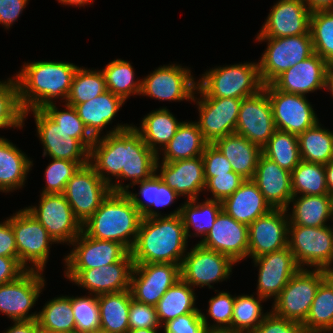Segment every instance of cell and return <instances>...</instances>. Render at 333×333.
<instances>
[{"label": "cell", "mask_w": 333, "mask_h": 333, "mask_svg": "<svg viewBox=\"0 0 333 333\" xmlns=\"http://www.w3.org/2000/svg\"><path fill=\"white\" fill-rule=\"evenodd\" d=\"M262 154L292 172L301 162L297 135L276 130L262 148Z\"/></svg>", "instance_id": "cell-45"}, {"label": "cell", "mask_w": 333, "mask_h": 333, "mask_svg": "<svg viewBox=\"0 0 333 333\" xmlns=\"http://www.w3.org/2000/svg\"><path fill=\"white\" fill-rule=\"evenodd\" d=\"M26 271L18 258L0 257V285L18 279Z\"/></svg>", "instance_id": "cell-61"}, {"label": "cell", "mask_w": 333, "mask_h": 333, "mask_svg": "<svg viewBox=\"0 0 333 333\" xmlns=\"http://www.w3.org/2000/svg\"><path fill=\"white\" fill-rule=\"evenodd\" d=\"M327 66L325 60L314 53L281 73L270 84L277 90L305 96L325 89Z\"/></svg>", "instance_id": "cell-27"}, {"label": "cell", "mask_w": 333, "mask_h": 333, "mask_svg": "<svg viewBox=\"0 0 333 333\" xmlns=\"http://www.w3.org/2000/svg\"><path fill=\"white\" fill-rule=\"evenodd\" d=\"M293 196L331 195L325 176V165L301 160L291 172Z\"/></svg>", "instance_id": "cell-43"}, {"label": "cell", "mask_w": 333, "mask_h": 333, "mask_svg": "<svg viewBox=\"0 0 333 333\" xmlns=\"http://www.w3.org/2000/svg\"><path fill=\"white\" fill-rule=\"evenodd\" d=\"M4 333H41L37 319L35 320H18Z\"/></svg>", "instance_id": "cell-62"}, {"label": "cell", "mask_w": 333, "mask_h": 333, "mask_svg": "<svg viewBox=\"0 0 333 333\" xmlns=\"http://www.w3.org/2000/svg\"><path fill=\"white\" fill-rule=\"evenodd\" d=\"M92 333H106L105 331H102V330H97V331H94Z\"/></svg>", "instance_id": "cell-72"}, {"label": "cell", "mask_w": 333, "mask_h": 333, "mask_svg": "<svg viewBox=\"0 0 333 333\" xmlns=\"http://www.w3.org/2000/svg\"><path fill=\"white\" fill-rule=\"evenodd\" d=\"M105 77L107 90L120 96L125 102L131 95H140L142 80H135L130 62L115 59L101 70Z\"/></svg>", "instance_id": "cell-44"}, {"label": "cell", "mask_w": 333, "mask_h": 333, "mask_svg": "<svg viewBox=\"0 0 333 333\" xmlns=\"http://www.w3.org/2000/svg\"><path fill=\"white\" fill-rule=\"evenodd\" d=\"M331 205H332V216H333V193H331Z\"/></svg>", "instance_id": "cell-71"}, {"label": "cell", "mask_w": 333, "mask_h": 333, "mask_svg": "<svg viewBox=\"0 0 333 333\" xmlns=\"http://www.w3.org/2000/svg\"><path fill=\"white\" fill-rule=\"evenodd\" d=\"M181 278V266L172 263L134 264L130 292L140 303L156 306L158 301Z\"/></svg>", "instance_id": "cell-16"}, {"label": "cell", "mask_w": 333, "mask_h": 333, "mask_svg": "<svg viewBox=\"0 0 333 333\" xmlns=\"http://www.w3.org/2000/svg\"><path fill=\"white\" fill-rule=\"evenodd\" d=\"M72 311L75 320V331L92 333L100 330V315L98 296H72Z\"/></svg>", "instance_id": "cell-51"}, {"label": "cell", "mask_w": 333, "mask_h": 333, "mask_svg": "<svg viewBox=\"0 0 333 333\" xmlns=\"http://www.w3.org/2000/svg\"><path fill=\"white\" fill-rule=\"evenodd\" d=\"M262 89L258 62H246L209 69L197 81L195 92L200 97L243 99Z\"/></svg>", "instance_id": "cell-5"}, {"label": "cell", "mask_w": 333, "mask_h": 333, "mask_svg": "<svg viewBox=\"0 0 333 333\" xmlns=\"http://www.w3.org/2000/svg\"><path fill=\"white\" fill-rule=\"evenodd\" d=\"M311 12L333 10V0H304Z\"/></svg>", "instance_id": "cell-63"}, {"label": "cell", "mask_w": 333, "mask_h": 333, "mask_svg": "<svg viewBox=\"0 0 333 333\" xmlns=\"http://www.w3.org/2000/svg\"><path fill=\"white\" fill-rule=\"evenodd\" d=\"M37 322L41 332L75 330L72 297L65 295L50 299L38 312Z\"/></svg>", "instance_id": "cell-42"}, {"label": "cell", "mask_w": 333, "mask_h": 333, "mask_svg": "<svg viewBox=\"0 0 333 333\" xmlns=\"http://www.w3.org/2000/svg\"><path fill=\"white\" fill-rule=\"evenodd\" d=\"M154 218H142L131 255L134 264L172 263L181 266L188 238L181 208Z\"/></svg>", "instance_id": "cell-2"}, {"label": "cell", "mask_w": 333, "mask_h": 333, "mask_svg": "<svg viewBox=\"0 0 333 333\" xmlns=\"http://www.w3.org/2000/svg\"><path fill=\"white\" fill-rule=\"evenodd\" d=\"M311 13L304 0H278L273 5L256 38L310 34Z\"/></svg>", "instance_id": "cell-24"}, {"label": "cell", "mask_w": 333, "mask_h": 333, "mask_svg": "<svg viewBox=\"0 0 333 333\" xmlns=\"http://www.w3.org/2000/svg\"><path fill=\"white\" fill-rule=\"evenodd\" d=\"M33 161L7 138L0 137V192L23 188Z\"/></svg>", "instance_id": "cell-32"}, {"label": "cell", "mask_w": 333, "mask_h": 333, "mask_svg": "<svg viewBox=\"0 0 333 333\" xmlns=\"http://www.w3.org/2000/svg\"><path fill=\"white\" fill-rule=\"evenodd\" d=\"M140 186L139 193H132L127 190L126 194L129 196L133 205L138 209L142 218H154L158 216H163L159 211H155L151 207H166L174 203L179 195L172 189H170L155 173L150 179L144 180L142 182H137L133 184ZM141 195L143 200L139 198Z\"/></svg>", "instance_id": "cell-35"}, {"label": "cell", "mask_w": 333, "mask_h": 333, "mask_svg": "<svg viewBox=\"0 0 333 333\" xmlns=\"http://www.w3.org/2000/svg\"><path fill=\"white\" fill-rule=\"evenodd\" d=\"M24 111L19 102L18 84L15 76L0 81V128H22Z\"/></svg>", "instance_id": "cell-49"}, {"label": "cell", "mask_w": 333, "mask_h": 333, "mask_svg": "<svg viewBox=\"0 0 333 333\" xmlns=\"http://www.w3.org/2000/svg\"><path fill=\"white\" fill-rule=\"evenodd\" d=\"M111 192L110 186L87 164L71 177L63 195L71 206L75 217L83 225L100 207Z\"/></svg>", "instance_id": "cell-12"}, {"label": "cell", "mask_w": 333, "mask_h": 333, "mask_svg": "<svg viewBox=\"0 0 333 333\" xmlns=\"http://www.w3.org/2000/svg\"><path fill=\"white\" fill-rule=\"evenodd\" d=\"M188 67L168 64L142 78L140 95L162 101H192L197 82Z\"/></svg>", "instance_id": "cell-14"}, {"label": "cell", "mask_w": 333, "mask_h": 333, "mask_svg": "<svg viewBox=\"0 0 333 333\" xmlns=\"http://www.w3.org/2000/svg\"><path fill=\"white\" fill-rule=\"evenodd\" d=\"M159 328H141V329H133L128 330L127 333H158Z\"/></svg>", "instance_id": "cell-68"}, {"label": "cell", "mask_w": 333, "mask_h": 333, "mask_svg": "<svg viewBox=\"0 0 333 333\" xmlns=\"http://www.w3.org/2000/svg\"><path fill=\"white\" fill-rule=\"evenodd\" d=\"M159 160L160 157L157 156L156 174L179 196H186L187 200H193L204 191L206 181L202 156L172 162L160 163Z\"/></svg>", "instance_id": "cell-26"}, {"label": "cell", "mask_w": 333, "mask_h": 333, "mask_svg": "<svg viewBox=\"0 0 333 333\" xmlns=\"http://www.w3.org/2000/svg\"><path fill=\"white\" fill-rule=\"evenodd\" d=\"M130 290L98 295L100 330L127 333L129 330Z\"/></svg>", "instance_id": "cell-37"}, {"label": "cell", "mask_w": 333, "mask_h": 333, "mask_svg": "<svg viewBox=\"0 0 333 333\" xmlns=\"http://www.w3.org/2000/svg\"><path fill=\"white\" fill-rule=\"evenodd\" d=\"M125 101L109 90L97 97L80 104H67L73 106L79 118L94 138L100 137L103 129L107 127L120 110Z\"/></svg>", "instance_id": "cell-30"}, {"label": "cell", "mask_w": 333, "mask_h": 333, "mask_svg": "<svg viewBox=\"0 0 333 333\" xmlns=\"http://www.w3.org/2000/svg\"><path fill=\"white\" fill-rule=\"evenodd\" d=\"M51 159L44 171L46 186L40 194H63L66 184L81 166L66 159Z\"/></svg>", "instance_id": "cell-52"}, {"label": "cell", "mask_w": 333, "mask_h": 333, "mask_svg": "<svg viewBox=\"0 0 333 333\" xmlns=\"http://www.w3.org/2000/svg\"><path fill=\"white\" fill-rule=\"evenodd\" d=\"M247 333H304L302 324L268 312L262 323Z\"/></svg>", "instance_id": "cell-58"}, {"label": "cell", "mask_w": 333, "mask_h": 333, "mask_svg": "<svg viewBox=\"0 0 333 333\" xmlns=\"http://www.w3.org/2000/svg\"><path fill=\"white\" fill-rule=\"evenodd\" d=\"M181 124L182 122L178 121L169 109L163 107L152 110L144 116L139 128L132 126L141 135L145 144L159 156V151L170 142Z\"/></svg>", "instance_id": "cell-33"}, {"label": "cell", "mask_w": 333, "mask_h": 333, "mask_svg": "<svg viewBox=\"0 0 333 333\" xmlns=\"http://www.w3.org/2000/svg\"><path fill=\"white\" fill-rule=\"evenodd\" d=\"M321 126L318 121L297 135L301 160L325 165L333 159V131Z\"/></svg>", "instance_id": "cell-40"}, {"label": "cell", "mask_w": 333, "mask_h": 333, "mask_svg": "<svg viewBox=\"0 0 333 333\" xmlns=\"http://www.w3.org/2000/svg\"><path fill=\"white\" fill-rule=\"evenodd\" d=\"M208 302V316L201 312L205 327L231 328L235 296L231 295L229 292L221 291L216 296L210 298ZM209 316L214 321L212 325L209 324L210 322L207 319Z\"/></svg>", "instance_id": "cell-53"}, {"label": "cell", "mask_w": 333, "mask_h": 333, "mask_svg": "<svg viewBox=\"0 0 333 333\" xmlns=\"http://www.w3.org/2000/svg\"><path fill=\"white\" fill-rule=\"evenodd\" d=\"M70 245L73 249L64 257V271L100 268L118 262L129 252L118 242L91 238L83 231Z\"/></svg>", "instance_id": "cell-21"}, {"label": "cell", "mask_w": 333, "mask_h": 333, "mask_svg": "<svg viewBox=\"0 0 333 333\" xmlns=\"http://www.w3.org/2000/svg\"><path fill=\"white\" fill-rule=\"evenodd\" d=\"M32 112L37 136L43 145L42 156L77 162L81 167L89 164L90 151L77 139L59 127L42 109L24 112V119Z\"/></svg>", "instance_id": "cell-17"}, {"label": "cell", "mask_w": 333, "mask_h": 333, "mask_svg": "<svg viewBox=\"0 0 333 333\" xmlns=\"http://www.w3.org/2000/svg\"><path fill=\"white\" fill-rule=\"evenodd\" d=\"M267 42V48L258 62L263 85L270 84L277 76L314 54L310 34L290 37L256 38Z\"/></svg>", "instance_id": "cell-6"}, {"label": "cell", "mask_w": 333, "mask_h": 333, "mask_svg": "<svg viewBox=\"0 0 333 333\" xmlns=\"http://www.w3.org/2000/svg\"><path fill=\"white\" fill-rule=\"evenodd\" d=\"M325 89L329 90V92L332 94V98H333V64L327 66Z\"/></svg>", "instance_id": "cell-65"}, {"label": "cell", "mask_w": 333, "mask_h": 333, "mask_svg": "<svg viewBox=\"0 0 333 333\" xmlns=\"http://www.w3.org/2000/svg\"><path fill=\"white\" fill-rule=\"evenodd\" d=\"M292 214H288L289 226L323 227L333 221L331 195L293 196Z\"/></svg>", "instance_id": "cell-34"}, {"label": "cell", "mask_w": 333, "mask_h": 333, "mask_svg": "<svg viewBox=\"0 0 333 333\" xmlns=\"http://www.w3.org/2000/svg\"><path fill=\"white\" fill-rule=\"evenodd\" d=\"M199 244L225 254L238 263L248 257V225L237 222L222 210L212 229L199 241Z\"/></svg>", "instance_id": "cell-25"}, {"label": "cell", "mask_w": 333, "mask_h": 333, "mask_svg": "<svg viewBox=\"0 0 333 333\" xmlns=\"http://www.w3.org/2000/svg\"><path fill=\"white\" fill-rule=\"evenodd\" d=\"M29 0H0V24L9 29L20 17Z\"/></svg>", "instance_id": "cell-60"}, {"label": "cell", "mask_w": 333, "mask_h": 333, "mask_svg": "<svg viewBox=\"0 0 333 333\" xmlns=\"http://www.w3.org/2000/svg\"><path fill=\"white\" fill-rule=\"evenodd\" d=\"M15 75L19 102L24 112L42 109L62 98L66 102L73 76L78 68L70 62L34 61L22 65Z\"/></svg>", "instance_id": "cell-3"}, {"label": "cell", "mask_w": 333, "mask_h": 333, "mask_svg": "<svg viewBox=\"0 0 333 333\" xmlns=\"http://www.w3.org/2000/svg\"><path fill=\"white\" fill-rule=\"evenodd\" d=\"M142 215L126 192H113L82 225V231L98 240L122 244L129 252L134 247Z\"/></svg>", "instance_id": "cell-4"}, {"label": "cell", "mask_w": 333, "mask_h": 333, "mask_svg": "<svg viewBox=\"0 0 333 333\" xmlns=\"http://www.w3.org/2000/svg\"><path fill=\"white\" fill-rule=\"evenodd\" d=\"M230 162L235 173L244 179H253L262 149L236 133L217 139L213 143Z\"/></svg>", "instance_id": "cell-31"}, {"label": "cell", "mask_w": 333, "mask_h": 333, "mask_svg": "<svg viewBox=\"0 0 333 333\" xmlns=\"http://www.w3.org/2000/svg\"><path fill=\"white\" fill-rule=\"evenodd\" d=\"M164 333H204L201 310L178 316L162 325Z\"/></svg>", "instance_id": "cell-56"}, {"label": "cell", "mask_w": 333, "mask_h": 333, "mask_svg": "<svg viewBox=\"0 0 333 333\" xmlns=\"http://www.w3.org/2000/svg\"><path fill=\"white\" fill-rule=\"evenodd\" d=\"M302 327L304 333L333 332V287L326 279L319 285Z\"/></svg>", "instance_id": "cell-41"}, {"label": "cell", "mask_w": 333, "mask_h": 333, "mask_svg": "<svg viewBox=\"0 0 333 333\" xmlns=\"http://www.w3.org/2000/svg\"><path fill=\"white\" fill-rule=\"evenodd\" d=\"M287 209L273 208L248 226V257L281 250L288 246L289 217Z\"/></svg>", "instance_id": "cell-23"}, {"label": "cell", "mask_w": 333, "mask_h": 333, "mask_svg": "<svg viewBox=\"0 0 333 333\" xmlns=\"http://www.w3.org/2000/svg\"><path fill=\"white\" fill-rule=\"evenodd\" d=\"M332 227V228H331ZM288 226V247L301 269L332 268L333 226Z\"/></svg>", "instance_id": "cell-9"}, {"label": "cell", "mask_w": 333, "mask_h": 333, "mask_svg": "<svg viewBox=\"0 0 333 333\" xmlns=\"http://www.w3.org/2000/svg\"><path fill=\"white\" fill-rule=\"evenodd\" d=\"M325 176L329 194L333 193V159L325 164Z\"/></svg>", "instance_id": "cell-64"}, {"label": "cell", "mask_w": 333, "mask_h": 333, "mask_svg": "<svg viewBox=\"0 0 333 333\" xmlns=\"http://www.w3.org/2000/svg\"><path fill=\"white\" fill-rule=\"evenodd\" d=\"M25 209L57 244H71L82 232V224L63 194H41L38 206L31 205Z\"/></svg>", "instance_id": "cell-10"}, {"label": "cell", "mask_w": 333, "mask_h": 333, "mask_svg": "<svg viewBox=\"0 0 333 333\" xmlns=\"http://www.w3.org/2000/svg\"><path fill=\"white\" fill-rule=\"evenodd\" d=\"M221 203L226 214L248 226L273 209L252 179H245L240 187Z\"/></svg>", "instance_id": "cell-29"}, {"label": "cell", "mask_w": 333, "mask_h": 333, "mask_svg": "<svg viewBox=\"0 0 333 333\" xmlns=\"http://www.w3.org/2000/svg\"><path fill=\"white\" fill-rule=\"evenodd\" d=\"M58 3L60 2L61 4L63 5H72V6H79L80 7H83L84 5H88L89 3L90 4H93V0H57Z\"/></svg>", "instance_id": "cell-66"}, {"label": "cell", "mask_w": 333, "mask_h": 333, "mask_svg": "<svg viewBox=\"0 0 333 333\" xmlns=\"http://www.w3.org/2000/svg\"><path fill=\"white\" fill-rule=\"evenodd\" d=\"M193 288L180 278L162 296L156 305L157 316L161 326L178 316L195 312L196 296Z\"/></svg>", "instance_id": "cell-39"}, {"label": "cell", "mask_w": 333, "mask_h": 333, "mask_svg": "<svg viewBox=\"0 0 333 333\" xmlns=\"http://www.w3.org/2000/svg\"><path fill=\"white\" fill-rule=\"evenodd\" d=\"M209 143L204 139L198 124L182 121L170 142L160 150L161 162H172L202 156Z\"/></svg>", "instance_id": "cell-36"}, {"label": "cell", "mask_w": 333, "mask_h": 333, "mask_svg": "<svg viewBox=\"0 0 333 333\" xmlns=\"http://www.w3.org/2000/svg\"><path fill=\"white\" fill-rule=\"evenodd\" d=\"M156 306L130 301L129 330L141 328H161Z\"/></svg>", "instance_id": "cell-55"}, {"label": "cell", "mask_w": 333, "mask_h": 333, "mask_svg": "<svg viewBox=\"0 0 333 333\" xmlns=\"http://www.w3.org/2000/svg\"><path fill=\"white\" fill-rule=\"evenodd\" d=\"M65 109L59 110L56 103L42 108V110L64 131L69 133V137L79 140L89 151L95 138L90 134L85 124L79 118L73 106L64 104Z\"/></svg>", "instance_id": "cell-50"}, {"label": "cell", "mask_w": 333, "mask_h": 333, "mask_svg": "<svg viewBox=\"0 0 333 333\" xmlns=\"http://www.w3.org/2000/svg\"><path fill=\"white\" fill-rule=\"evenodd\" d=\"M263 89L268 94L277 130L299 135L319 121L306 95L286 93L271 84L263 85Z\"/></svg>", "instance_id": "cell-15"}, {"label": "cell", "mask_w": 333, "mask_h": 333, "mask_svg": "<svg viewBox=\"0 0 333 333\" xmlns=\"http://www.w3.org/2000/svg\"><path fill=\"white\" fill-rule=\"evenodd\" d=\"M245 179L234 171L226 174L211 177L206 181L204 191L212 193V200L222 202L225 198L233 194Z\"/></svg>", "instance_id": "cell-54"}, {"label": "cell", "mask_w": 333, "mask_h": 333, "mask_svg": "<svg viewBox=\"0 0 333 333\" xmlns=\"http://www.w3.org/2000/svg\"><path fill=\"white\" fill-rule=\"evenodd\" d=\"M133 267L132 255L128 252L118 262L83 271H64V275L78 287H83L89 291L88 293L98 296L130 290Z\"/></svg>", "instance_id": "cell-18"}, {"label": "cell", "mask_w": 333, "mask_h": 333, "mask_svg": "<svg viewBox=\"0 0 333 333\" xmlns=\"http://www.w3.org/2000/svg\"><path fill=\"white\" fill-rule=\"evenodd\" d=\"M107 91L104 74L101 70H90L78 66L65 104H80Z\"/></svg>", "instance_id": "cell-46"}, {"label": "cell", "mask_w": 333, "mask_h": 333, "mask_svg": "<svg viewBox=\"0 0 333 333\" xmlns=\"http://www.w3.org/2000/svg\"><path fill=\"white\" fill-rule=\"evenodd\" d=\"M11 225L15 234L19 262L27 270L44 271L50 246L56 242L25 208L13 213Z\"/></svg>", "instance_id": "cell-7"}, {"label": "cell", "mask_w": 333, "mask_h": 333, "mask_svg": "<svg viewBox=\"0 0 333 333\" xmlns=\"http://www.w3.org/2000/svg\"><path fill=\"white\" fill-rule=\"evenodd\" d=\"M253 263L259 266L256 295L266 300L275 299L301 269L288 246L254 258Z\"/></svg>", "instance_id": "cell-22"}, {"label": "cell", "mask_w": 333, "mask_h": 333, "mask_svg": "<svg viewBox=\"0 0 333 333\" xmlns=\"http://www.w3.org/2000/svg\"><path fill=\"white\" fill-rule=\"evenodd\" d=\"M43 271L27 270L18 279L0 285V312L13 321L35 320L38 312L29 314L44 289Z\"/></svg>", "instance_id": "cell-13"}, {"label": "cell", "mask_w": 333, "mask_h": 333, "mask_svg": "<svg viewBox=\"0 0 333 333\" xmlns=\"http://www.w3.org/2000/svg\"><path fill=\"white\" fill-rule=\"evenodd\" d=\"M204 163V177L207 181L211 177L232 172V166L226 157L214 144H208L202 154Z\"/></svg>", "instance_id": "cell-57"}, {"label": "cell", "mask_w": 333, "mask_h": 333, "mask_svg": "<svg viewBox=\"0 0 333 333\" xmlns=\"http://www.w3.org/2000/svg\"><path fill=\"white\" fill-rule=\"evenodd\" d=\"M276 130L271 103L264 89L242 99L235 128L236 134L262 149Z\"/></svg>", "instance_id": "cell-20"}, {"label": "cell", "mask_w": 333, "mask_h": 333, "mask_svg": "<svg viewBox=\"0 0 333 333\" xmlns=\"http://www.w3.org/2000/svg\"><path fill=\"white\" fill-rule=\"evenodd\" d=\"M157 154L151 150L132 124H117L102 137L95 138L89 153V164L113 192L129 188L156 173ZM107 174V175H106ZM129 179V184L117 180Z\"/></svg>", "instance_id": "cell-1"}, {"label": "cell", "mask_w": 333, "mask_h": 333, "mask_svg": "<svg viewBox=\"0 0 333 333\" xmlns=\"http://www.w3.org/2000/svg\"><path fill=\"white\" fill-rule=\"evenodd\" d=\"M8 218L2 223L0 222V257L17 258V246L11 225V216Z\"/></svg>", "instance_id": "cell-59"}, {"label": "cell", "mask_w": 333, "mask_h": 333, "mask_svg": "<svg viewBox=\"0 0 333 333\" xmlns=\"http://www.w3.org/2000/svg\"><path fill=\"white\" fill-rule=\"evenodd\" d=\"M206 200L198 203V198L186 200L181 208L180 216L185 227L186 237H192L190 230L194 229V236L203 239V236L212 229L218 214L222 211L220 201L205 198ZM200 235V236H199Z\"/></svg>", "instance_id": "cell-38"}, {"label": "cell", "mask_w": 333, "mask_h": 333, "mask_svg": "<svg viewBox=\"0 0 333 333\" xmlns=\"http://www.w3.org/2000/svg\"><path fill=\"white\" fill-rule=\"evenodd\" d=\"M236 264L229 256L203 247L199 243L186 252L181 264V278L192 288L207 286L229 278Z\"/></svg>", "instance_id": "cell-11"}, {"label": "cell", "mask_w": 333, "mask_h": 333, "mask_svg": "<svg viewBox=\"0 0 333 333\" xmlns=\"http://www.w3.org/2000/svg\"><path fill=\"white\" fill-rule=\"evenodd\" d=\"M325 279L331 284L333 287V267L324 269Z\"/></svg>", "instance_id": "cell-69"}, {"label": "cell", "mask_w": 333, "mask_h": 333, "mask_svg": "<svg viewBox=\"0 0 333 333\" xmlns=\"http://www.w3.org/2000/svg\"><path fill=\"white\" fill-rule=\"evenodd\" d=\"M204 333H238L232 328H223V327H209L206 328Z\"/></svg>", "instance_id": "cell-67"}, {"label": "cell", "mask_w": 333, "mask_h": 333, "mask_svg": "<svg viewBox=\"0 0 333 333\" xmlns=\"http://www.w3.org/2000/svg\"><path fill=\"white\" fill-rule=\"evenodd\" d=\"M195 96L194 93L192 101L196 102L199 111L196 123L209 144L235 133L242 99Z\"/></svg>", "instance_id": "cell-19"}, {"label": "cell", "mask_w": 333, "mask_h": 333, "mask_svg": "<svg viewBox=\"0 0 333 333\" xmlns=\"http://www.w3.org/2000/svg\"><path fill=\"white\" fill-rule=\"evenodd\" d=\"M324 280V269H300L273 299L271 311L279 317L302 324Z\"/></svg>", "instance_id": "cell-8"}, {"label": "cell", "mask_w": 333, "mask_h": 333, "mask_svg": "<svg viewBox=\"0 0 333 333\" xmlns=\"http://www.w3.org/2000/svg\"><path fill=\"white\" fill-rule=\"evenodd\" d=\"M252 180L272 208L290 210L293 197L291 172L261 154Z\"/></svg>", "instance_id": "cell-28"}, {"label": "cell", "mask_w": 333, "mask_h": 333, "mask_svg": "<svg viewBox=\"0 0 333 333\" xmlns=\"http://www.w3.org/2000/svg\"><path fill=\"white\" fill-rule=\"evenodd\" d=\"M41 333H78V332L73 330V331H63V332H41Z\"/></svg>", "instance_id": "cell-70"}, {"label": "cell", "mask_w": 333, "mask_h": 333, "mask_svg": "<svg viewBox=\"0 0 333 333\" xmlns=\"http://www.w3.org/2000/svg\"><path fill=\"white\" fill-rule=\"evenodd\" d=\"M314 53L329 66L333 64V10L311 13L310 28Z\"/></svg>", "instance_id": "cell-48"}, {"label": "cell", "mask_w": 333, "mask_h": 333, "mask_svg": "<svg viewBox=\"0 0 333 333\" xmlns=\"http://www.w3.org/2000/svg\"><path fill=\"white\" fill-rule=\"evenodd\" d=\"M262 301L266 299L258 295L255 298L253 294L235 296L231 328L238 333H247L258 327L268 314V311H262Z\"/></svg>", "instance_id": "cell-47"}]
</instances>
